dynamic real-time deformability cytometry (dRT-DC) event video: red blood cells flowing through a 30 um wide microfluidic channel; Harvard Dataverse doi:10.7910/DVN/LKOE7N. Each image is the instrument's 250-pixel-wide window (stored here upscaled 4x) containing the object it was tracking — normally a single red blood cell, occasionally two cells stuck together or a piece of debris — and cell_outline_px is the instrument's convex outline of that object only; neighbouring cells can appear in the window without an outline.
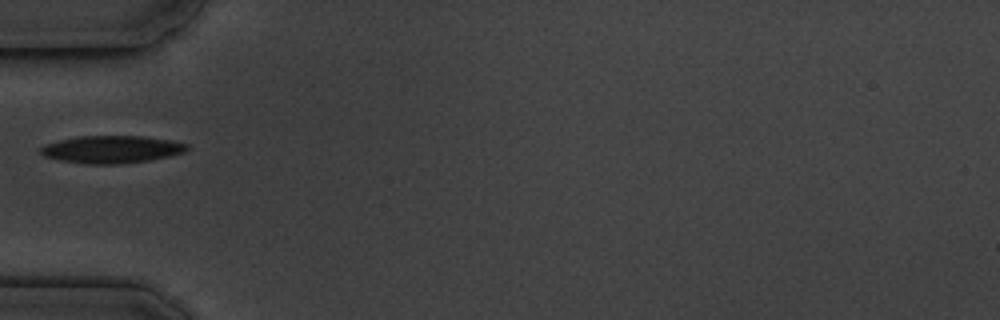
{"species": "common noctule bat (a hibernating species)", "species_latin": "Nyctalus noctula", "temperature_condition": "cold", "stored_images_in_passage": 11, "camera_frame_rate_fps": 3000, "um_per_image_px": 0.085, "animal": {"sex": "male", "body_mass_g": 19.5, "forearm_length_mm": 54.6}, "frame": {"image": 1, "passage_image": 1, "time_ms": 0.0, "image_size_px": [1000, 320], "cell_outline_px": [[188, 148], [184, 152], [168, 156], [148, 160], [120, 164], [88, 164], [60, 160], [44, 156], [40, 152], [40, 148], [44, 144], [76, 136], [140, 136], [172, 140], [188, 144]], "centroid_in_image_um": [9.47, 12.69], "position_along_channel_um": 75.5, "area_um2": 23.35}}
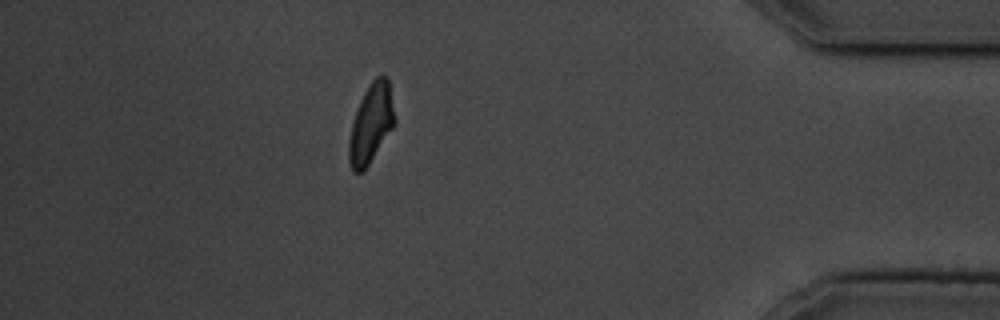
{"frame": {"image": 2, "passage_image": 10, "time_ms": 10.333, "image_size_px": [1000, 320], "cell_outline_px": [[396, 124], [368, 164], [360, 172], [352, 172], [348, 160], [348, 140], [352, 124], [360, 100], [368, 84], [376, 76], [388, 76], [396, 120]], "centroid_in_image_um": [31.54, 10.48], "position_along_channel_um": 403.7, "area_um2": 21.1}}